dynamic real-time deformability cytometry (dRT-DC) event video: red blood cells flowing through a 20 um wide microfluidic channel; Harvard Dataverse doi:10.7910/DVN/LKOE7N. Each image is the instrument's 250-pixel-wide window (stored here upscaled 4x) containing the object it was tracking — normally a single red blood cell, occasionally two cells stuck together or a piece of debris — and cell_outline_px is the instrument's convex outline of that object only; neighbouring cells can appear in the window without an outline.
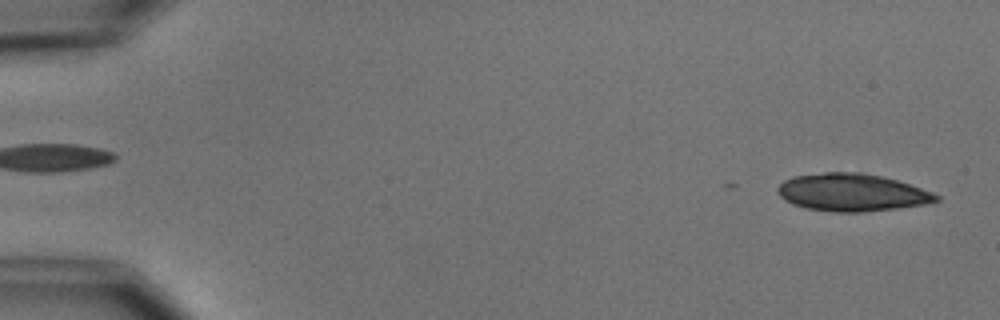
{"species": "common noctule bat (a hibernating species)", "species_latin": "Nyctalus noctula", "temperature_condition": "cold", "stored_images_in_passage": 5, "segment_of_instrument_passage": [2, 2], "camera_frame_rate_fps": 3000, "um_per_image_px": 0.085, "animal": {"sex": "male", "body_mass_g": 15.6}, "frame": {"image": 1, "passage_image": 5, "time_ms": 5.667, "image_size_px": [1000, 320], "cell_outline_px": [[940, 200], [932, 204], [860, 212], [836, 212], [808, 208], [792, 204], [784, 200], [776, 192], [776, 188], [784, 180], [796, 176], [824, 172], [860, 172], [880, 176], [896, 180], [932, 192], [940, 196]], "centroid_in_image_um": [72.42, 16.36], "position_along_channel_um": 12.6, "area_um2": 34.62}}